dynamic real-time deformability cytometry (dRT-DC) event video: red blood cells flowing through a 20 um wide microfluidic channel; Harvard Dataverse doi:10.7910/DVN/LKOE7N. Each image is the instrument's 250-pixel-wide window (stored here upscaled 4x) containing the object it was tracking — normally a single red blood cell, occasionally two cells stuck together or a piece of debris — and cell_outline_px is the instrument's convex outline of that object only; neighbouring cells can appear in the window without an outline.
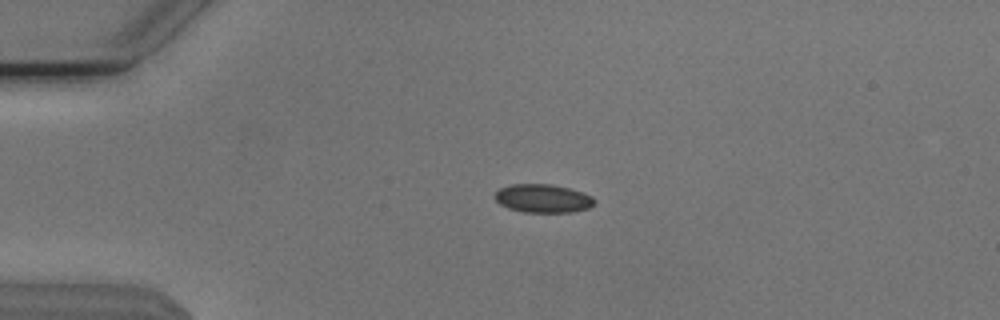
{"species": "Egyptian fruit bat (a non-hibernating species)", "species_latin": "Rousettus aegyptiacus", "temperature_condition": "cold", "stored_images_in_passage": 42, "camera_frame_rate_fps": 3000, "um_per_image_px": 0.085, "animal": {"sex": "male"}, "frame": {"image": 1, "passage_image": 1, "time_ms": 0.0, "image_size_px": [1000, 320], "cell_outline_px": [[596, 200], [588, 208], [572, 212], [524, 212], [508, 208], [500, 204], [496, 200], [496, 192], [500, 188], [512, 184], [552, 184], [584, 192], [592, 196]], "centroid_in_image_um": [46.16, 16.86], "position_along_channel_um": 38.8, "area_um2": 16.42}}
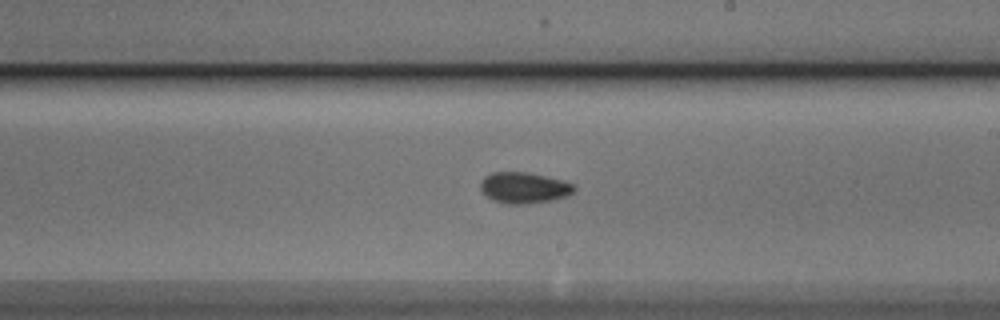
{"frame": {"image": 2, "passage_image": 20, "time_ms": 6.333, "image_size_px": [1000, 320], "cell_outline_px": [[576, 188], [568, 196], [552, 200], [524, 204], [504, 204], [492, 200], [480, 188], [480, 180], [484, 176], [492, 172], [528, 172], [564, 180], [576, 184]], "centroid_in_image_um": [44.56, 15.95], "position_along_channel_um": 244.4, "area_um2": 17.17}}
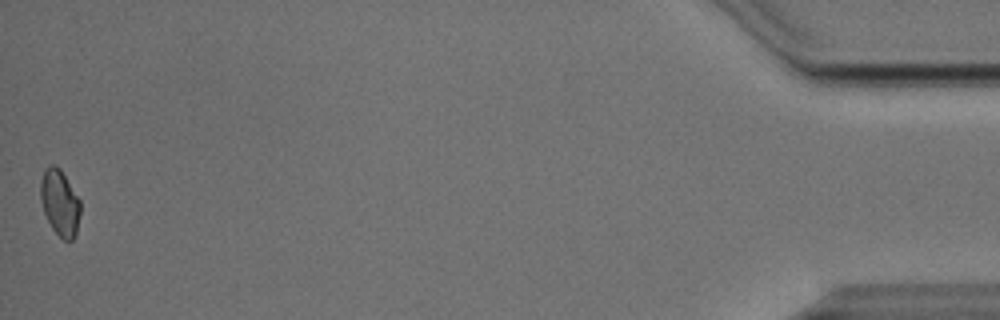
{"frame": {"image": 3, "passage_image": 42, "time_ms": 13.667, "image_size_px": [1000, 320], "cell_outline_px": [[80, 212], [76, 232], [72, 240], [64, 240], [52, 228], [44, 212], [40, 200], [40, 184], [44, 168], [48, 164], [56, 164], [60, 168], [80, 200]], "centroid_in_image_um": [5.07, 17.18], "position_along_channel_um": 430.1, "area_um2": 15.32}, "authors_computed_cell_mechanics": {"area_um2": 16.2707, "velocity_mm_per_s": 3.8155, "shape_relaxation_time_tau1_ms": 3.5291, "shape_relaxation_time_tau2_ms": 4.9987, "deformation_change_tau1": 0.093, "deformation_change_tau2": 0.0934}}